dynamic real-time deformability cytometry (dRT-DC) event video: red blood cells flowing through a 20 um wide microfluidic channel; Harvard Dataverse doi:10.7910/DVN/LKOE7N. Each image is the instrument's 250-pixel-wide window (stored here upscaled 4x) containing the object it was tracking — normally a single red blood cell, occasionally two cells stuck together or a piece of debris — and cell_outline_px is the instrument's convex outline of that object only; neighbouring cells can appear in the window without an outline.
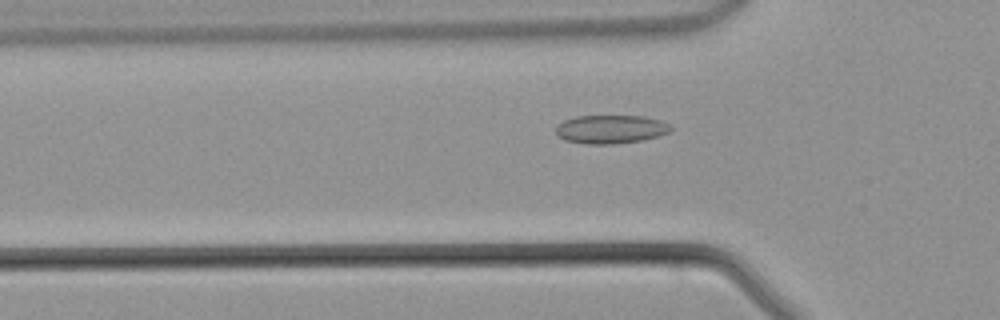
{"species": "common noctule bat (a hibernating species)", "species_latin": "Nyctalus noctula", "temperature_condition": "warm", "stored_images_in_passage": 44, "camera_frame_rate_fps": 3000, "um_per_image_px": 0.085, "animal": {"sex": "male", "body_mass_g": 21.5, "forearm_length_mm": 52.0}, "frame": {"image": 1, "passage_image": 13, "time_ms": 4.0, "image_size_px": [1000, 320], "cell_outline_px": [[672, 128], [668, 132], [656, 136], [640, 140], [612, 144], [584, 144], [564, 140], [556, 136], [556, 124], [564, 120], [576, 116], [644, 116], [660, 120], [668, 124]], "centroid_in_image_um": [51.83, 10.98], "position_along_channel_um": 74.0, "area_um2": 19.07}}
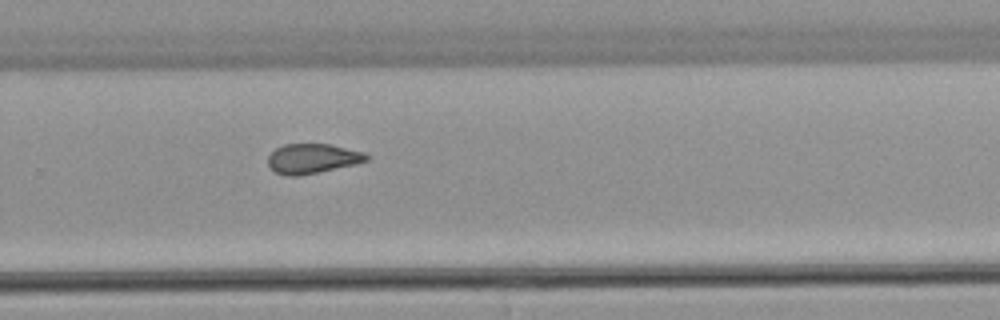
{"frame": {"image": 2, "passage_image": 28, "time_ms": 9.0, "image_size_px": [1000, 320], "cell_outline_px": [[368, 160], [356, 164], [300, 176], [288, 176], [276, 172], [268, 168], [268, 156], [276, 148], [284, 144], [328, 144], [364, 152], [368, 156]], "centroid_in_image_um": [26.53, 13.49], "position_along_channel_um": 303.3, "area_um2": 17.05}}
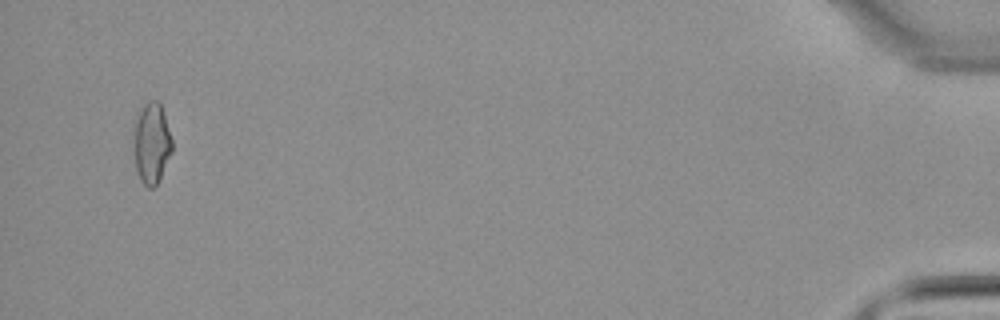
{"frame": {"image": 3, "passage_image": 42, "time_ms": 13.667, "image_size_px": [1000, 320], "cell_outline_px": [[172, 152], [156, 184], [152, 188], [148, 188], [140, 180], [136, 168], [132, 144], [132, 128], [136, 116], [140, 108], [148, 100], [160, 100], [172, 140]], "centroid_in_image_um": [12.84, 12.11], "position_along_channel_um": 422.4, "area_um2": 18.55}}